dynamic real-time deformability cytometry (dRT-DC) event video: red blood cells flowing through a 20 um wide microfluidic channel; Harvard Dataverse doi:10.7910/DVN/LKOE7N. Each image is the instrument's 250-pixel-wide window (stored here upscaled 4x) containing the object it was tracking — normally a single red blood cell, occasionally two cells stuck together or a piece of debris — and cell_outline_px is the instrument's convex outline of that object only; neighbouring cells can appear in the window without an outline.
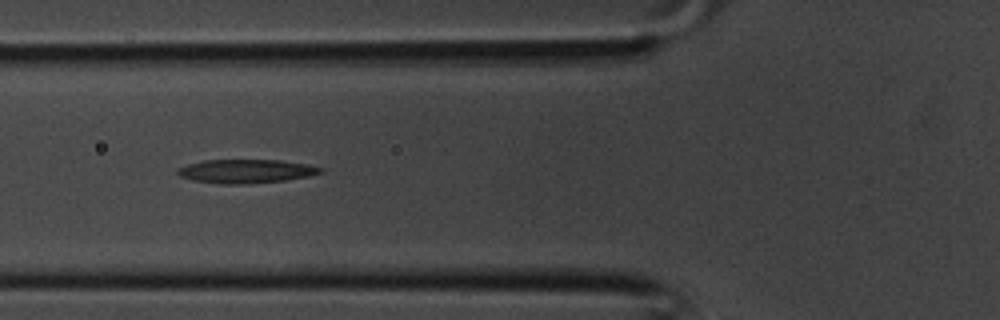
{"species": "common noctule bat (a hibernating species)", "species_latin": "Nyctalus noctula", "temperature_condition": "room temperature", "stored_images_in_passage": 31, "camera_frame_rate_fps": 3000, "um_per_image_px": 0.085, "animal": {"sex": "male", "body_mass_g": 20.1, "forearm_length_mm": 53.5}, "frame": {"image": 1, "passage_image": 8, "time_ms": 2.333, "image_size_px": [1000, 320], "cell_outline_px": [[324, 172], [308, 176], [284, 180], [248, 184], [224, 184], [192, 180], [180, 176], [176, 172], [176, 168], [188, 164], [204, 160], [280, 160], [308, 164], [324, 168]], "centroid_in_image_um": [20.91, 14.55], "position_along_channel_um": 104.9, "area_um2": 19.83}}
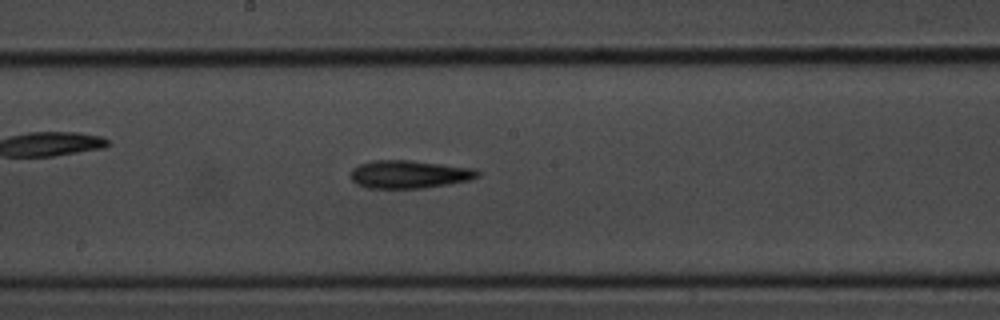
{"frame": {"image": 2, "passage_image": 14, "time_ms": 4.333, "image_size_px": [1000, 320], "cell_outline_px": [[480, 176], [468, 180], [448, 184], [424, 188], [368, 188], [352, 180], [348, 176], [352, 168], [360, 164], [372, 160], [412, 160], [476, 168], [480, 172]], "centroid_in_image_um": [34.79, 14.8], "position_along_channel_um": 213.4, "area_um2": 20.87}}
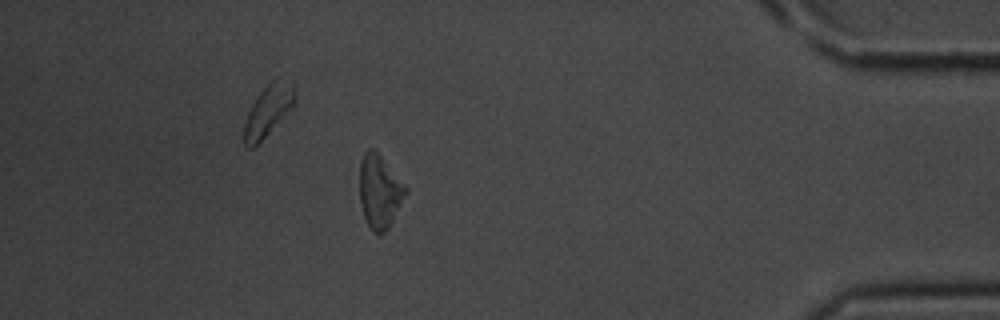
{"frame": {"image": 3, "passage_image": 27, "time_ms": 8.667, "image_size_px": [1000, 320], "cell_outline_px": [[408, 192], [388, 228], [380, 236], [368, 224], [364, 216], [360, 204], [360, 160], [364, 152], [368, 148], [376, 148], [408, 188]], "centroid_in_image_um": [32.27, 16.21], "position_along_channel_um": 402.9, "area_um2": 19.88}}